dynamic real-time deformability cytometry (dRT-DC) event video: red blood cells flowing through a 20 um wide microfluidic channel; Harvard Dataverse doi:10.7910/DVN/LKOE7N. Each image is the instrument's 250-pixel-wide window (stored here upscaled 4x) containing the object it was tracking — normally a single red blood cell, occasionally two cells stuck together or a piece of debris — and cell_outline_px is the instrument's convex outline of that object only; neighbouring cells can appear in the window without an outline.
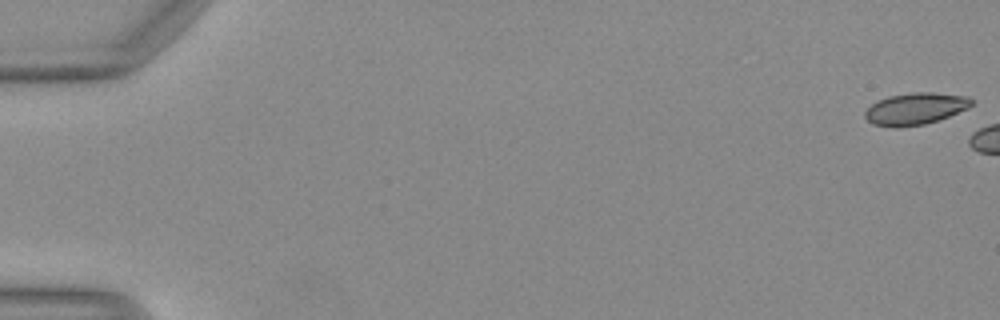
{"species": "Egyptian fruit bat (a non-hibernating species)", "species_latin": "Rousettus aegyptiacus", "temperature_condition": "warm", "stored_images_in_passage": 5, "camera_frame_rate_fps": 3000, "um_per_image_px": 0.085, "animal": {"sex": "female"}, "frame": {"image": 1, "passage_image": 1, "time_ms": 0.0, "image_size_px": [1000, 320], "cell_outline_px": [[972, 104], [968, 108], [948, 116], [924, 124], [896, 128], [872, 124], [864, 116], [864, 112], [876, 100], [888, 96], [912, 92], [932, 92], [968, 96], [972, 100]], "centroid_in_image_um": [77.77, 9.23], "position_along_channel_um": 7.2, "area_um2": 19.77}}